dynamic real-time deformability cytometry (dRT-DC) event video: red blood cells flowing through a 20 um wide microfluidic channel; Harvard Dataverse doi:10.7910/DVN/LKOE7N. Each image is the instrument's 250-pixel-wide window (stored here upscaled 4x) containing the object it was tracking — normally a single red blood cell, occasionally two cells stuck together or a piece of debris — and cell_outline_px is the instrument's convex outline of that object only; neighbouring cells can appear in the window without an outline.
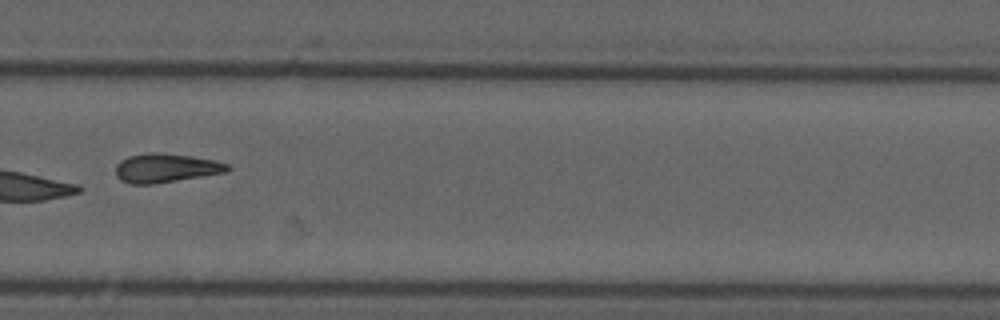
{"species": "common noctule bat (a hibernating species)", "species_latin": "Nyctalus noctula", "temperature_condition": "cold", "stored_images_in_passage": 13, "camera_frame_rate_fps": 3000, "um_per_image_px": 0.085, "animal": {"sex": "male", "forearm_length_mm": 52.5}, "frame": {"image": 1, "passage_image": 10, "time_ms": 12.0, "image_size_px": [1000, 320], "cell_outline_px": [[232, 168], [228, 172], [156, 184], [132, 184], [120, 180], [116, 176], [116, 164], [120, 160], [128, 156], [152, 152], [156, 152], [192, 156], [212, 160], [228, 164]], "centroid_in_image_um": [14.09, 14.29], "position_along_channel_um": 315.7, "area_um2": 19.02}, "authors_computed_cell_mechanics": {"area_um2": 17.629, "velocity_mm_per_s": 3.7198, "shape_relaxation_time_tau1_ms": 2.4508, "shape_relaxation_time_tau2_ms": null, "deformation_change_tau1": 0.0299, "deformation_change_tau2": null}}